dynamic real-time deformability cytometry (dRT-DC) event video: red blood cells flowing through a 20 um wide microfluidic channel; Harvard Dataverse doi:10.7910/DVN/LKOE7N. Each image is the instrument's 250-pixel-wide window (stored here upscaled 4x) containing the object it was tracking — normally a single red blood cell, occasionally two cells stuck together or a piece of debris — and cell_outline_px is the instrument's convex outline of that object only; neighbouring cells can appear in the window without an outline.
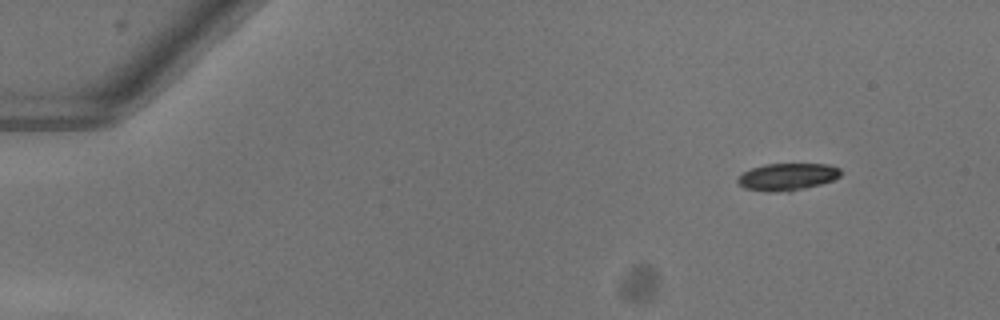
{"species": "common noctule bat (a hibernating species)", "species_latin": "Nyctalus noctula", "temperature_condition": "warm", "stored_images_in_passage": 48, "camera_frame_rate_fps": 3000, "um_per_image_px": 0.085, "animal": {"sex": "female"}, "frame": {"image": 1, "passage_image": 1, "time_ms": 0.0, "image_size_px": [1000, 320], "cell_outline_px": [[840, 176], [832, 180], [820, 184], [788, 192], [768, 192], [744, 188], [736, 180], [744, 172], [752, 168], [764, 164], [828, 164], [840, 168]], "centroid_in_image_um": [66.92, 15.03], "position_along_channel_um": 18.1, "area_um2": 16.24}}
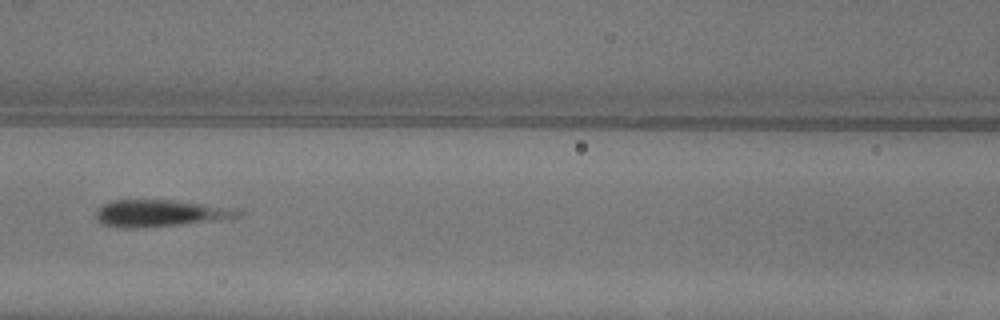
{"frame": {"image": 2, "passage_image": 20, "time_ms": 6.333, "image_size_px": [1000, 320], "cell_outline_px": [[244, 212], [240, 216], [216, 220], [180, 224], [136, 228], [120, 228], [100, 224], [96, 220], [96, 208], [100, 204], [112, 200], [172, 200], [200, 204]], "centroid_in_image_um": [13.4, 18.13], "position_along_channel_um": 153.2, "area_um2": 21.85}}
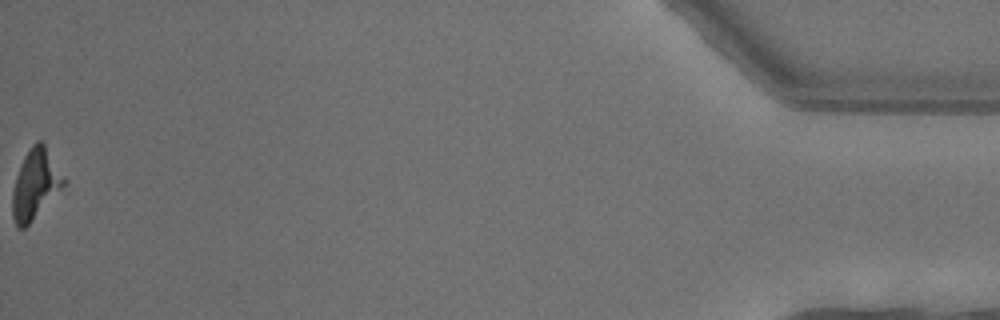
{"frame": {"image": 3, "passage_image": 48, "time_ms": 15.667, "image_size_px": [1000, 320], "cell_outline_px": [[68, 180], [32, 220], [24, 228], [20, 228], [16, 224], [12, 216], [12, 192], [16, 176], [24, 156], [32, 144], [36, 140], [40, 140], [44, 144]], "centroid_in_image_um": [3.0, 15.62], "position_along_channel_um": 432.2, "area_um2": 20.52}}